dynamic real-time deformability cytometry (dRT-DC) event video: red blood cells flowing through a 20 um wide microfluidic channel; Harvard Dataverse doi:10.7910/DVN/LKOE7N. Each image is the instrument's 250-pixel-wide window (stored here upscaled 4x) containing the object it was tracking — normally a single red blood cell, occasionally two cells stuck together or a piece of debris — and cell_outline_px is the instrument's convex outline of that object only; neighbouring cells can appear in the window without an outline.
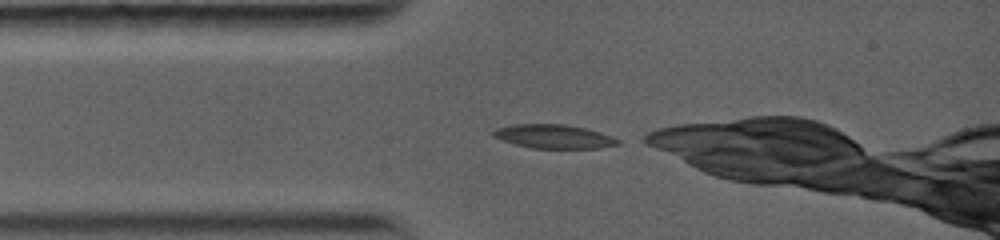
{"species": "common noctule bat (a hibernating species)", "species_latin": "Nyctalus noctula", "temperature_condition": "warm", "stored_images_in_passage": 22, "camera_frame_rate_fps": 5000, "um_per_image_px": 0.085, "animal": {"sex": "female", "body_mass_g": 19.0, "forearm_length_mm": 56.7}, "frame": {"image": 1, "passage_image": 1, "time_ms": 0.0, "image_size_px": [1000, 240], "cell_outline_px": [[620, 144], [600, 148], [532, 148], [516, 144], [492, 136], [492, 132], [496, 128], [512, 124], [564, 124], [584, 128], [600, 132], [612, 136], [620, 140]], "centroid_in_image_um": [47.09, 11.59], "position_along_channel_um": 37.9, "area_um2": 17.22}}
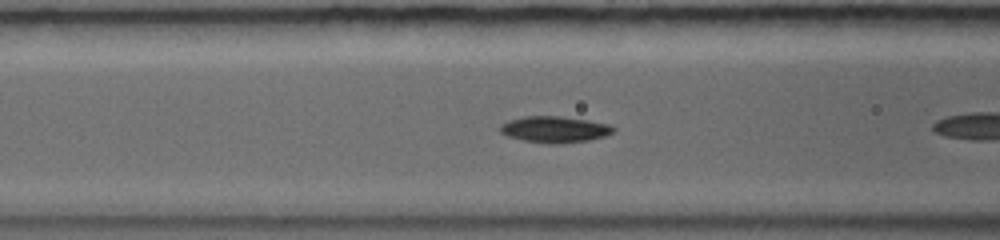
{"frame": {"image": 2, "passage_image": 13, "time_ms": 2.2, "image_size_px": [1000, 240], "cell_outline_px": [[616, 128], [612, 132], [604, 136], [588, 140], [556, 144], [548, 144], [524, 140], [508, 136], [500, 132], [500, 124], [508, 120], [524, 116], [560, 116], [588, 120], [608, 124]], "centroid_in_image_um": [47.12, 10.99], "position_along_channel_um": 119.5, "area_um2": 17.28}}
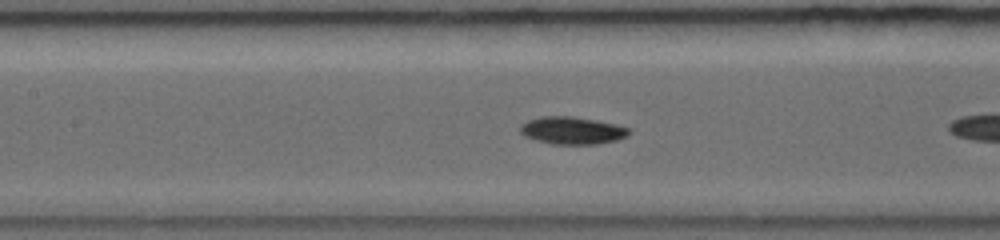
{"frame": {"image": 3, "passage_image": 19, "time_ms": 3.2, "image_size_px": [1000, 240], "cell_outline_px": [[632, 132], [628, 136], [616, 140], [596, 144], [552, 144], [536, 140], [524, 136], [520, 132], [520, 124], [528, 120], [540, 116], [572, 116], [596, 120], [616, 124], [628, 128]], "centroid_in_image_um": [48.62, 11.09], "position_along_channel_um": 158.8, "area_um2": 17.51}}